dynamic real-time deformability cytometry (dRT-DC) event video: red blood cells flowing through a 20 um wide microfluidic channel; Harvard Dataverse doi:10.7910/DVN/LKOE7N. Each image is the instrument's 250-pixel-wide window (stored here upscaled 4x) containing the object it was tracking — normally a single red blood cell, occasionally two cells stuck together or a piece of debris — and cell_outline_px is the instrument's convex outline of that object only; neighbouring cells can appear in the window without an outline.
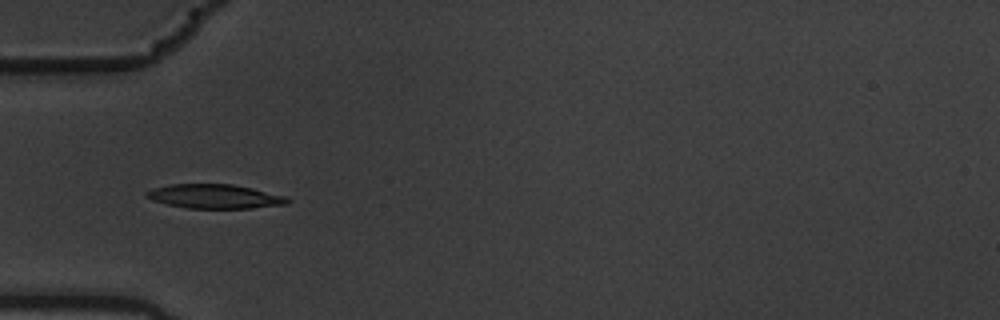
{"species": "common noctule bat (a hibernating species)", "species_latin": "Nyctalus noctula", "temperature_condition": "warm", "stored_images_in_passage": 7, "camera_frame_rate_fps": 3000, "um_per_image_px": 0.085, "animal": {"sex": "male", "body_mass_g": 19.5, "forearm_length_mm": 54.6}, "frame": {"image": 1, "passage_image": 4, "time_ms": 1.0, "image_size_px": [1000, 320], "cell_outline_px": [[292, 200], [288, 204], [252, 208], [188, 208], [168, 204], [152, 200], [144, 196], [144, 192], [152, 188], [168, 184], [232, 184], [252, 188], [284, 196]], "centroid_in_image_um": [18.22, 16.69], "position_along_channel_um": 66.8, "area_um2": 19.88}}
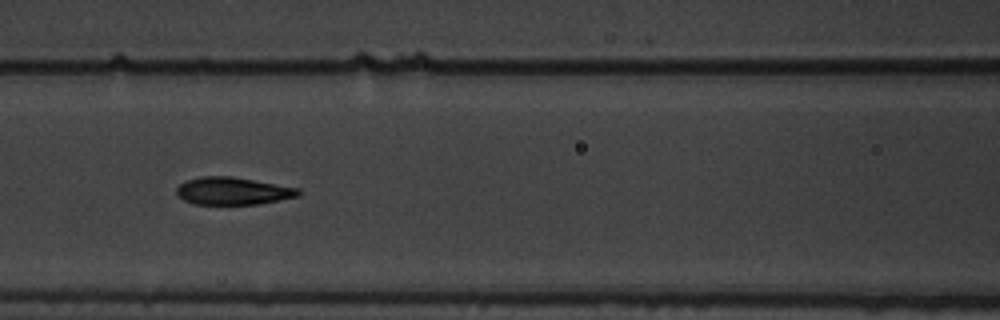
{"frame": {"image": 2, "passage_image": 6, "time_ms": 1.667, "image_size_px": [1000, 320], "cell_outline_px": [[300, 196], [260, 204], [192, 204], [184, 200], [176, 192], [176, 188], [180, 184], [188, 180], [200, 176], [232, 176], [300, 188]], "centroid_in_image_um": [19.82, 16.23], "position_along_channel_um": 146.8, "area_um2": 19.59}}
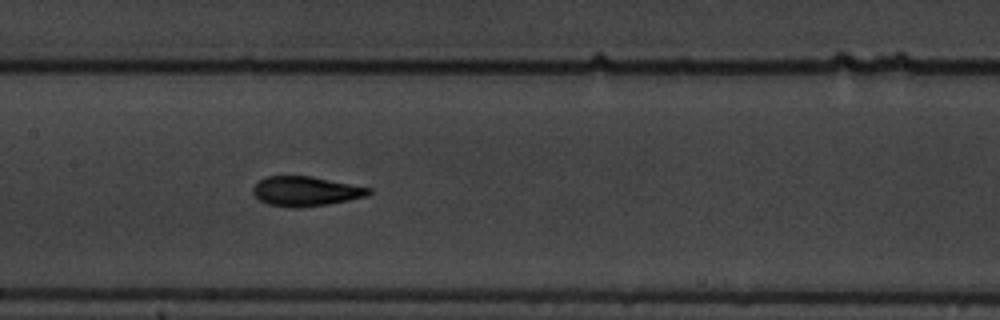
{"frame": {"image": 3, "passage_image": 7, "time_ms": 2.0, "image_size_px": [1000, 320], "cell_outline_px": [[372, 192], [368, 196], [328, 204], [268, 204], [260, 200], [252, 192], [252, 188], [260, 180], [268, 176], [312, 176], [372, 188]], "centroid_in_image_um": [26.05, 16.2], "position_along_channel_um": 181.4, "area_um2": 19.07}}